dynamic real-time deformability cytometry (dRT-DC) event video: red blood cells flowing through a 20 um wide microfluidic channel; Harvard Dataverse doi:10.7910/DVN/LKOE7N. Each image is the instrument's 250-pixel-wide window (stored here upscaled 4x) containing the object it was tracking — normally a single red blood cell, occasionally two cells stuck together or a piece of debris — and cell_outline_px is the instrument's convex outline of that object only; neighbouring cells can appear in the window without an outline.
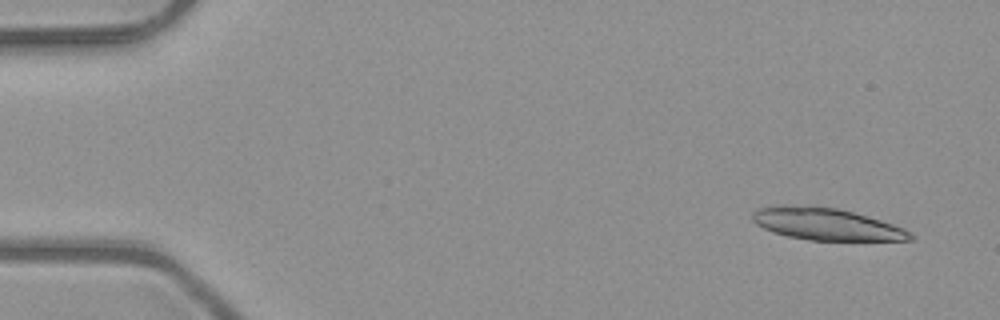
{"species": "common noctule bat (a hibernating species)", "species_latin": "Nyctalus noctula", "temperature_condition": "room temperature", "stored_images_in_passage": 5, "camera_frame_rate_fps": 3000, "um_per_image_px": 0.085, "animal": {"sex": "male", "body_mass_g": 23.1, "forearm_length_mm": 52.7}, "frame": {"image": 1, "passage_image": 1, "time_ms": 0.0, "image_size_px": [1000, 320], "cell_outline_px": [[912, 240], [812, 240], [788, 236], [772, 232], [756, 224], [752, 220], [752, 212], [756, 208], [780, 204], [808, 204], [836, 208], [868, 216], [904, 228], [912, 232]], "centroid_in_image_um": [70.17, 19.02], "position_along_channel_um": 14.8, "area_um2": 29.71}}